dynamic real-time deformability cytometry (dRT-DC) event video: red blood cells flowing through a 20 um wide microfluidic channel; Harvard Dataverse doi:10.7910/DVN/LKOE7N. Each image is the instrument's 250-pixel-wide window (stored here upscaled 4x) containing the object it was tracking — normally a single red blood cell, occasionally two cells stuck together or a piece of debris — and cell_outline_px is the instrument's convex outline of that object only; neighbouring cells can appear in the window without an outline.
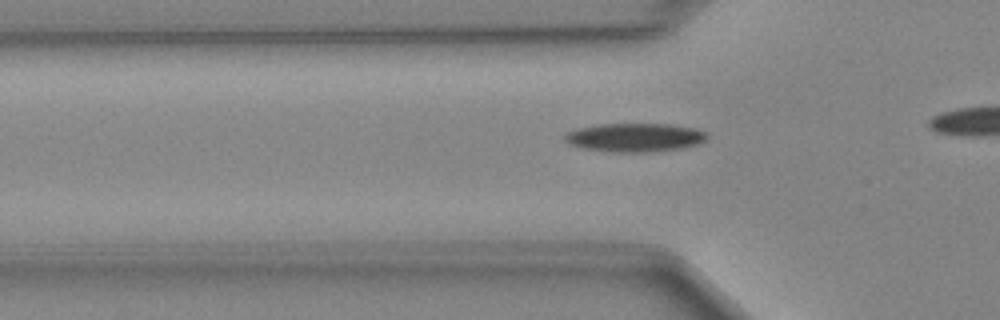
{"species": "Egyptian fruit bat (a non-hibernating species)", "species_latin": "Rousettus aegyptiacus", "temperature_condition": "cold", "stored_images_in_passage": 25, "camera_frame_rate_fps": 3000, "um_per_image_px": 0.085, "animal": {"sex": "female"}, "frame": {"image": 1, "passage_image": 2, "time_ms": 0.333, "image_size_px": [1000, 320], "cell_outline_px": [[708, 136], [704, 140], [696, 144], [680, 148], [644, 152], [620, 152], [584, 148], [568, 144], [564, 140], [564, 136], [568, 132], [576, 128], [600, 124], [672, 124], [696, 128], [704, 132]], "centroid_in_image_um": [53.93, 11.67], "position_along_channel_um": 71.9, "area_um2": 23.47}}
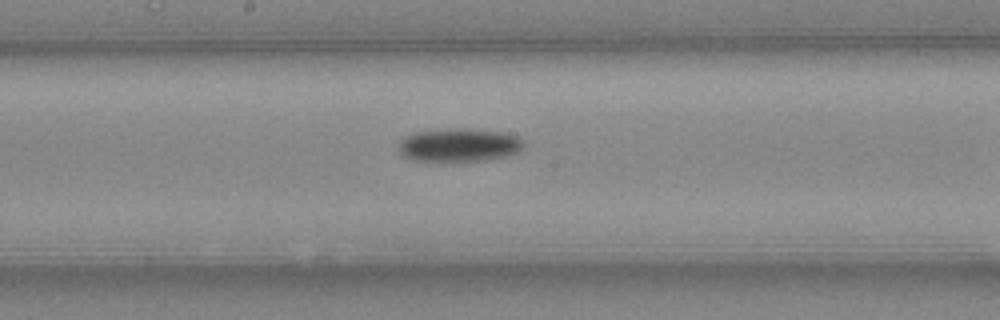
{"frame": {"image": 2, "passage_image": 12, "time_ms": 3.667, "image_size_px": [1000, 320], "cell_outline_px": [[524, 148], [520, 152], [504, 156], [484, 160], [416, 160], [404, 156], [400, 152], [400, 140], [404, 136], [416, 132], [444, 128], [472, 128], [504, 132], [520, 136], [524, 140]], "centroid_in_image_um": [39.09, 12.29], "position_along_channel_um": 209.1, "area_um2": 24.39}}
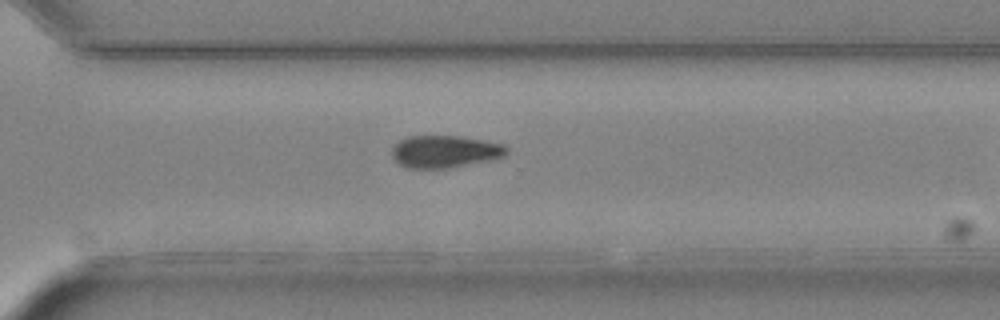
{"frame": {"image": 3, "passage_image": 21, "time_ms": 6.667, "image_size_px": [1000, 320], "cell_outline_px": [[508, 152], [504, 156], [488, 160], [448, 168], [404, 168], [392, 156], [392, 148], [400, 140], [408, 136], [456, 136], [504, 144], [508, 148]], "centroid_in_image_um": [37.79, 12.88], "position_along_channel_um": 332.8, "area_um2": 21.33}}